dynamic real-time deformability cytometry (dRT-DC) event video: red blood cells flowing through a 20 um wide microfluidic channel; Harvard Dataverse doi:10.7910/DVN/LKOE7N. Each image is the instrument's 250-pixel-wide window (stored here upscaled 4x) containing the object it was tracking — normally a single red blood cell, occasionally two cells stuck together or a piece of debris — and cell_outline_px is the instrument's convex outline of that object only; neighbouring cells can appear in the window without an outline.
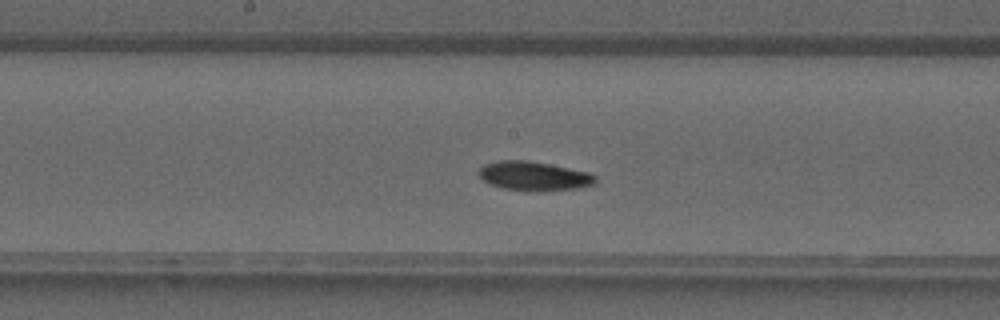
{"species": "common noctule bat (a hibernating species)", "species_latin": "Nyctalus noctula", "temperature_condition": "warm", "stored_images_in_passage": 35, "camera_frame_rate_fps": 3000, "um_per_image_px": 0.085, "animal": {"sex": "male", "forearm_length_mm": 52.5}, "frame": {"image": 1, "passage_image": 18, "time_ms": 5.667, "image_size_px": [1000, 320], "cell_outline_px": [[596, 180], [592, 184], [580, 188], [504, 188], [492, 184], [484, 180], [480, 176], [480, 168], [484, 164], [500, 160], [528, 160], [588, 172], [596, 176]], "centroid_in_image_um": [45.37, 14.9], "position_along_channel_um": 202.8, "area_um2": 18.5}}
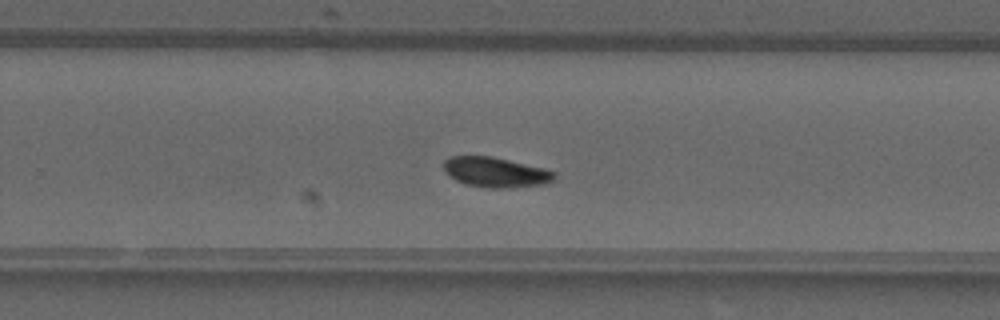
{"frame": {"image": 2, "passage_image": 23, "time_ms": 7.333, "image_size_px": [1000, 320], "cell_outline_px": [[556, 176], [552, 180], [544, 184], [512, 188], [484, 188], [464, 184], [448, 176], [444, 172], [444, 160], [452, 156], [492, 156], [544, 168], [556, 172]], "centroid_in_image_um": [42.11, 14.65], "position_along_channel_um": 287.7, "area_um2": 19.59}}
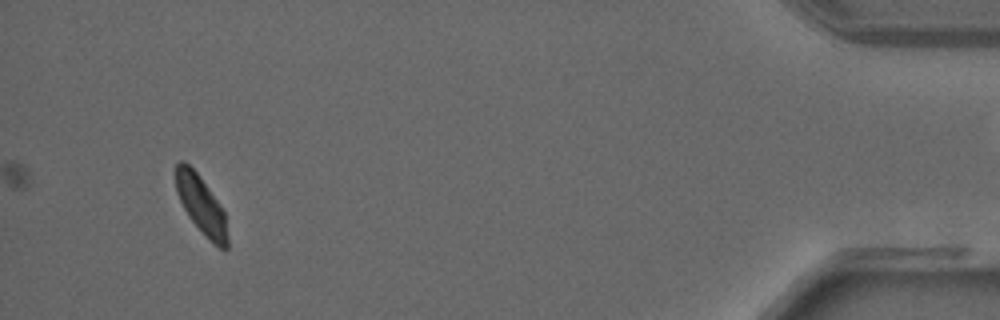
{"frame": {"image": 3, "passage_image": 35, "time_ms": 11.333, "image_size_px": [1000, 320], "cell_outline_px": [[228, 248], [220, 248], [212, 244], [208, 240], [188, 216], [176, 192], [176, 164], [180, 160], [184, 160], [200, 176], [224, 212], [228, 236]], "centroid_in_image_um": [17.1, 17.44], "position_along_channel_um": 418.1, "area_um2": 17.34}}